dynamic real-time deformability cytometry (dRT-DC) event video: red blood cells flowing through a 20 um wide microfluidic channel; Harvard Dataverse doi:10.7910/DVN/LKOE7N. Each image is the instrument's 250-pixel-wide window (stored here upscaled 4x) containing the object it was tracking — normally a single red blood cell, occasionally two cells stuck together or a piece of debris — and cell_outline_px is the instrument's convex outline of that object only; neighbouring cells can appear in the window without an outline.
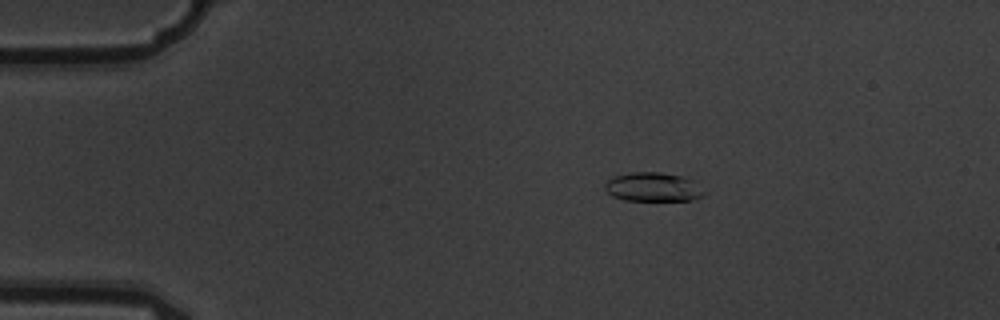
{"species": "common noctule bat (a hibernating species)", "species_latin": "Nyctalus noctula", "temperature_condition": "warm", "stored_images_in_passage": 4, "camera_frame_rate_fps": 3000, "um_per_image_px": 0.085, "animal": {"sex": "male", "body_mass_g": 19.5, "forearm_length_mm": 54.6}, "frame": {"image": 1, "passage_image": 1, "time_ms": 0.0, "image_size_px": [1000, 320], "cell_outline_px": [[704, 196], [692, 200], [624, 200], [612, 196], [604, 188], [604, 184], [612, 176], [632, 172], [660, 172], [680, 176], [692, 180], [704, 192]], "centroid_in_image_um": [55.46, 15.89], "position_along_channel_um": 29.5, "area_um2": 16.65}}
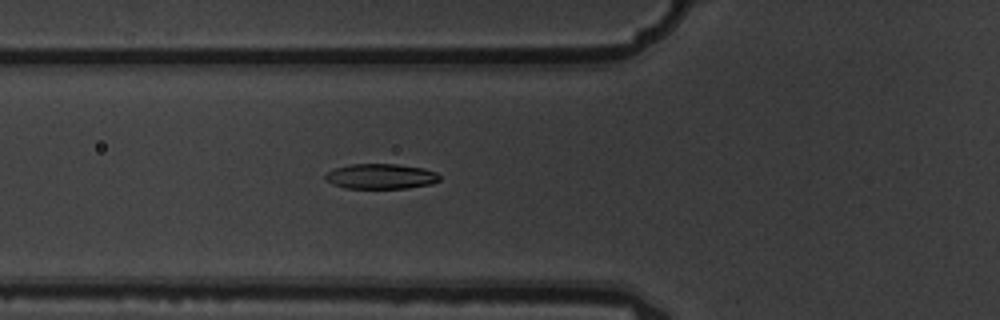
{"frame": {"image": 2, "passage_image": 4, "time_ms": 1.0, "image_size_px": [1000, 320], "cell_outline_px": [[440, 180], [432, 184], [408, 188], [344, 188], [332, 184], [324, 176], [328, 172], [336, 168], [348, 164], [396, 164], [424, 168], [436, 172], [440, 176]], "centroid_in_image_um": [32.4, 14.99], "position_along_channel_um": 93.4, "area_um2": 16.76}}